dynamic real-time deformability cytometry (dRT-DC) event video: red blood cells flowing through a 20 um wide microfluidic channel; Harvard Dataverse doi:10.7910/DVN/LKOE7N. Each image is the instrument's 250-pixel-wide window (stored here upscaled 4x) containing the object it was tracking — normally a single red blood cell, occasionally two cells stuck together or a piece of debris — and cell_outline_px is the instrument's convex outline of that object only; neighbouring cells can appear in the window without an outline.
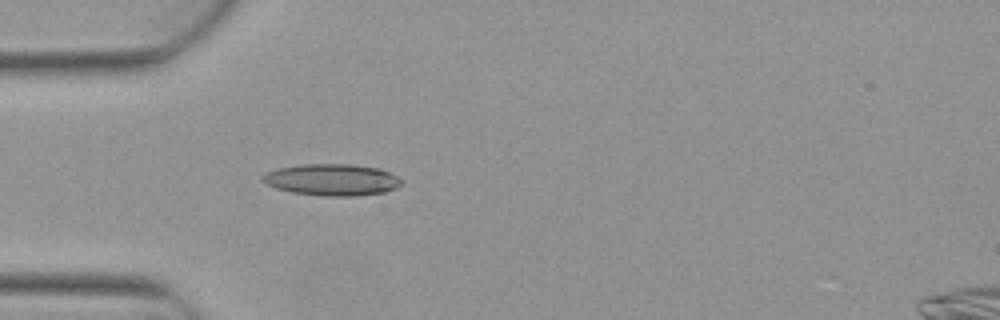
{"species": "Egyptian fruit bat (a non-hibernating species)", "species_latin": "Rousettus aegyptiacus", "temperature_condition": "warm", "stored_images_in_passage": 5, "camera_frame_rate_fps": 3000, "um_per_image_px": 0.085, "animal": {"sex": "female"}, "frame": {"image": 1, "passage_image": 5, "time_ms": 1.333, "image_size_px": [1000, 320], "cell_outline_px": [[400, 184], [396, 188], [384, 192], [356, 196], [324, 196], [292, 192], [276, 188], [264, 184], [260, 180], [260, 176], [276, 168], [300, 164], [352, 164], [380, 168], [396, 176], [400, 180]], "centroid_in_image_um": [28.15, 15.27], "position_along_channel_um": 56.8, "area_um2": 25.72}}